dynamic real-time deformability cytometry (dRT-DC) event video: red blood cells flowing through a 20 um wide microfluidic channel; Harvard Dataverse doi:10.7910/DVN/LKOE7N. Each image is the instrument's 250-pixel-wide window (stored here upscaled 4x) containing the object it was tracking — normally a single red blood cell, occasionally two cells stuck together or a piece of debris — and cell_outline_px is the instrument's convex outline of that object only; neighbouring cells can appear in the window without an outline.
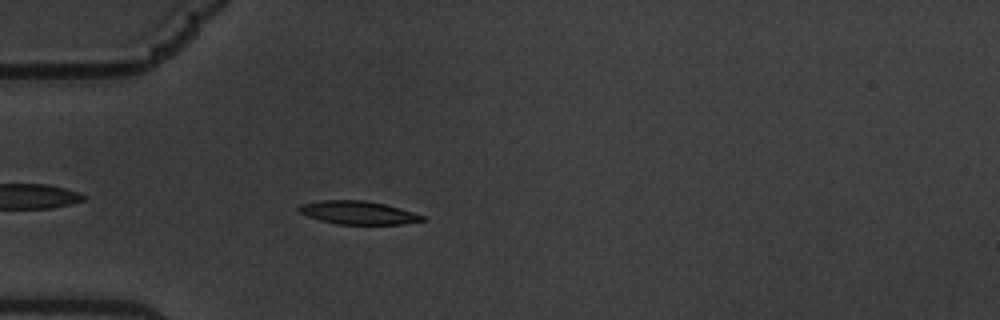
{"species": "common noctule bat (a hibernating species)", "species_latin": "Nyctalus noctula", "temperature_condition": "warm", "stored_images_in_passage": 46, "camera_frame_rate_fps": 3000, "um_per_image_px": 0.085, "animal": {"sex": "male", "body_mass_g": 19.5, "forearm_length_mm": 54.6}, "frame": {"image": 1, "passage_image": 4, "time_ms": 1.0, "image_size_px": [1000, 320], "cell_outline_px": [[424, 220], [404, 224], [336, 224], [320, 220], [308, 216], [300, 212], [296, 208], [300, 204], [320, 200], [368, 200], [400, 208], [424, 216]], "centroid_in_image_um": [30.4, 18.07], "position_along_channel_um": 54.6, "area_um2": 16.7}}
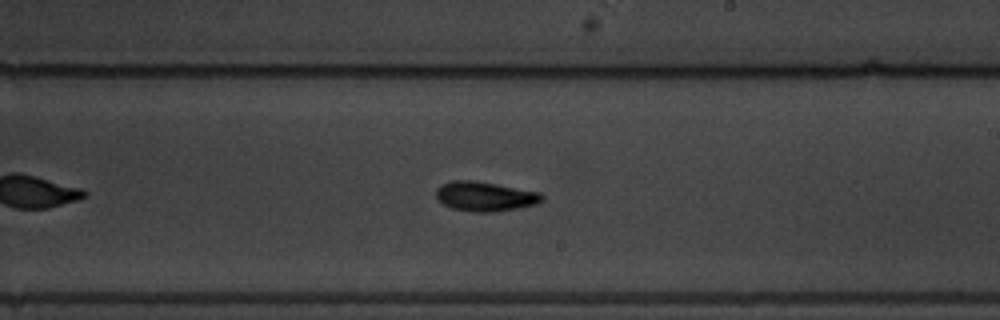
{"frame": {"image": 2, "passage_image": 22, "time_ms": 7.0, "image_size_px": [1000, 320], "cell_outline_px": [[544, 200], [536, 204], [516, 208], [488, 212], [472, 212], [452, 208], [444, 204], [436, 196], [436, 188], [440, 184], [452, 180], [472, 180], [496, 184], [540, 192], [544, 196]], "centroid_in_image_um": [41.21, 16.68], "position_along_channel_um": 247.8, "area_um2": 18.15}}
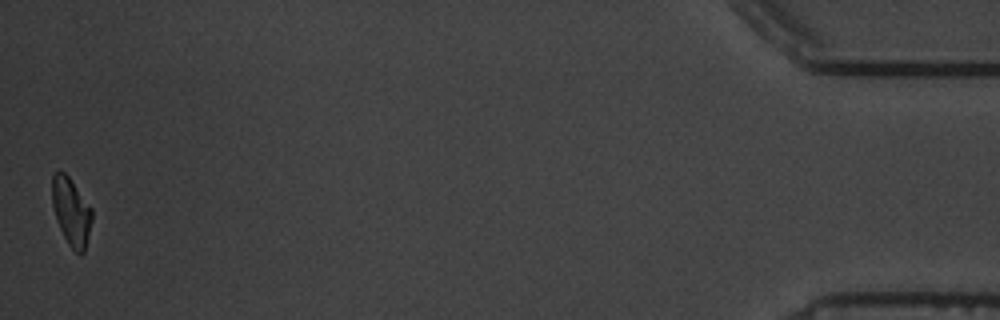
{"frame": {"image": 3, "passage_image": 46, "time_ms": 15.0, "image_size_px": [1000, 320], "cell_outline_px": [[92, 220], [84, 252], [80, 256], [68, 244], [56, 220], [52, 204], [52, 176], [56, 172], [64, 172], [68, 176], [92, 208]], "centroid_in_image_um": [6.06, 18.01], "position_along_channel_um": 429.1, "area_um2": 15.61}, "authors_computed_cell_mechanics": {"area_um2": 17.2244, "velocity_mm_per_s": 3.3764, "shape_relaxation_time_tau1_ms": 3.0264, "shape_relaxation_time_tau2_ms": 3.4907, "deformation_change_tau1": 0.1224, "deformation_change_tau2": 0.0881}}